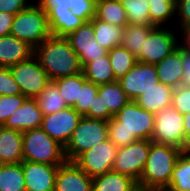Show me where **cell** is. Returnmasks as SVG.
<instances>
[{"label": "cell", "instance_id": "cell-15", "mask_svg": "<svg viewBox=\"0 0 190 191\" xmlns=\"http://www.w3.org/2000/svg\"><path fill=\"white\" fill-rule=\"evenodd\" d=\"M26 191H54L60 165L22 161Z\"/></svg>", "mask_w": 190, "mask_h": 191}, {"label": "cell", "instance_id": "cell-37", "mask_svg": "<svg viewBox=\"0 0 190 191\" xmlns=\"http://www.w3.org/2000/svg\"><path fill=\"white\" fill-rule=\"evenodd\" d=\"M27 99L23 94L0 96V126H3L10 115Z\"/></svg>", "mask_w": 190, "mask_h": 191}, {"label": "cell", "instance_id": "cell-41", "mask_svg": "<svg viewBox=\"0 0 190 191\" xmlns=\"http://www.w3.org/2000/svg\"><path fill=\"white\" fill-rule=\"evenodd\" d=\"M176 14L179 16V33L190 28V0H175V15Z\"/></svg>", "mask_w": 190, "mask_h": 191}, {"label": "cell", "instance_id": "cell-29", "mask_svg": "<svg viewBox=\"0 0 190 191\" xmlns=\"http://www.w3.org/2000/svg\"><path fill=\"white\" fill-rule=\"evenodd\" d=\"M86 80L83 72L75 75L61 77L53 80L56 84L60 95L64 99L68 107H73L79 102V94L83 82Z\"/></svg>", "mask_w": 190, "mask_h": 191}, {"label": "cell", "instance_id": "cell-12", "mask_svg": "<svg viewBox=\"0 0 190 191\" xmlns=\"http://www.w3.org/2000/svg\"><path fill=\"white\" fill-rule=\"evenodd\" d=\"M117 81L131 101H135L139 96L160 83L155 64L139 61Z\"/></svg>", "mask_w": 190, "mask_h": 191}, {"label": "cell", "instance_id": "cell-51", "mask_svg": "<svg viewBox=\"0 0 190 191\" xmlns=\"http://www.w3.org/2000/svg\"><path fill=\"white\" fill-rule=\"evenodd\" d=\"M3 165H4V163L0 162V171H1V168H2Z\"/></svg>", "mask_w": 190, "mask_h": 191}, {"label": "cell", "instance_id": "cell-8", "mask_svg": "<svg viewBox=\"0 0 190 191\" xmlns=\"http://www.w3.org/2000/svg\"><path fill=\"white\" fill-rule=\"evenodd\" d=\"M10 71L20 87L21 94L27 98H36L51 82L34 55L30 59L10 67Z\"/></svg>", "mask_w": 190, "mask_h": 191}, {"label": "cell", "instance_id": "cell-42", "mask_svg": "<svg viewBox=\"0 0 190 191\" xmlns=\"http://www.w3.org/2000/svg\"><path fill=\"white\" fill-rule=\"evenodd\" d=\"M108 139L117 147H125L138 139L125 129H108Z\"/></svg>", "mask_w": 190, "mask_h": 191}, {"label": "cell", "instance_id": "cell-46", "mask_svg": "<svg viewBox=\"0 0 190 191\" xmlns=\"http://www.w3.org/2000/svg\"><path fill=\"white\" fill-rule=\"evenodd\" d=\"M182 67L184 71L182 85L190 88V52L182 46Z\"/></svg>", "mask_w": 190, "mask_h": 191}, {"label": "cell", "instance_id": "cell-19", "mask_svg": "<svg viewBox=\"0 0 190 191\" xmlns=\"http://www.w3.org/2000/svg\"><path fill=\"white\" fill-rule=\"evenodd\" d=\"M160 83L172 88L182 85L184 71L182 67V45L166 56L161 62L155 64Z\"/></svg>", "mask_w": 190, "mask_h": 191}, {"label": "cell", "instance_id": "cell-17", "mask_svg": "<svg viewBox=\"0 0 190 191\" xmlns=\"http://www.w3.org/2000/svg\"><path fill=\"white\" fill-rule=\"evenodd\" d=\"M43 119L42 111L39 109L35 98H27L7 119L3 127L20 132L39 128Z\"/></svg>", "mask_w": 190, "mask_h": 191}, {"label": "cell", "instance_id": "cell-10", "mask_svg": "<svg viewBox=\"0 0 190 191\" xmlns=\"http://www.w3.org/2000/svg\"><path fill=\"white\" fill-rule=\"evenodd\" d=\"M174 33L169 28L155 26L144 41L143 51H140V54L136 57L137 61L146 64L161 62L181 43H178L177 35Z\"/></svg>", "mask_w": 190, "mask_h": 191}, {"label": "cell", "instance_id": "cell-16", "mask_svg": "<svg viewBox=\"0 0 190 191\" xmlns=\"http://www.w3.org/2000/svg\"><path fill=\"white\" fill-rule=\"evenodd\" d=\"M54 191H92V178L75 162L59 166Z\"/></svg>", "mask_w": 190, "mask_h": 191}, {"label": "cell", "instance_id": "cell-25", "mask_svg": "<svg viewBox=\"0 0 190 191\" xmlns=\"http://www.w3.org/2000/svg\"><path fill=\"white\" fill-rule=\"evenodd\" d=\"M98 94L103 98L104 110L113 116L130 101L118 81L99 85Z\"/></svg>", "mask_w": 190, "mask_h": 191}, {"label": "cell", "instance_id": "cell-47", "mask_svg": "<svg viewBox=\"0 0 190 191\" xmlns=\"http://www.w3.org/2000/svg\"><path fill=\"white\" fill-rule=\"evenodd\" d=\"M14 16L6 12H0V37L10 34Z\"/></svg>", "mask_w": 190, "mask_h": 191}, {"label": "cell", "instance_id": "cell-20", "mask_svg": "<svg viewBox=\"0 0 190 191\" xmlns=\"http://www.w3.org/2000/svg\"><path fill=\"white\" fill-rule=\"evenodd\" d=\"M22 132L0 126V162L4 164L23 161Z\"/></svg>", "mask_w": 190, "mask_h": 191}, {"label": "cell", "instance_id": "cell-7", "mask_svg": "<svg viewBox=\"0 0 190 191\" xmlns=\"http://www.w3.org/2000/svg\"><path fill=\"white\" fill-rule=\"evenodd\" d=\"M154 143L169 145L186 151L183 114L172 106L155 114L154 132L151 139Z\"/></svg>", "mask_w": 190, "mask_h": 191}, {"label": "cell", "instance_id": "cell-48", "mask_svg": "<svg viewBox=\"0 0 190 191\" xmlns=\"http://www.w3.org/2000/svg\"><path fill=\"white\" fill-rule=\"evenodd\" d=\"M186 151L190 150V112L183 115Z\"/></svg>", "mask_w": 190, "mask_h": 191}, {"label": "cell", "instance_id": "cell-27", "mask_svg": "<svg viewBox=\"0 0 190 191\" xmlns=\"http://www.w3.org/2000/svg\"><path fill=\"white\" fill-rule=\"evenodd\" d=\"M82 72L86 80L96 85L117 81L113 74V68L108 54L102 58H98L95 61L87 63L82 68Z\"/></svg>", "mask_w": 190, "mask_h": 191}, {"label": "cell", "instance_id": "cell-21", "mask_svg": "<svg viewBox=\"0 0 190 191\" xmlns=\"http://www.w3.org/2000/svg\"><path fill=\"white\" fill-rule=\"evenodd\" d=\"M173 91L174 88L159 83L139 96L135 102L144 110L156 114L158 111L171 106Z\"/></svg>", "mask_w": 190, "mask_h": 191}, {"label": "cell", "instance_id": "cell-6", "mask_svg": "<svg viewBox=\"0 0 190 191\" xmlns=\"http://www.w3.org/2000/svg\"><path fill=\"white\" fill-rule=\"evenodd\" d=\"M155 114L144 110L135 101H129L108 121V129H125L138 140H151Z\"/></svg>", "mask_w": 190, "mask_h": 191}, {"label": "cell", "instance_id": "cell-38", "mask_svg": "<svg viewBox=\"0 0 190 191\" xmlns=\"http://www.w3.org/2000/svg\"><path fill=\"white\" fill-rule=\"evenodd\" d=\"M71 12L85 23L96 15V0H71Z\"/></svg>", "mask_w": 190, "mask_h": 191}, {"label": "cell", "instance_id": "cell-28", "mask_svg": "<svg viewBox=\"0 0 190 191\" xmlns=\"http://www.w3.org/2000/svg\"><path fill=\"white\" fill-rule=\"evenodd\" d=\"M154 27L127 24L122 29L121 46L133 53L136 57L143 51V44L146 41L150 31Z\"/></svg>", "mask_w": 190, "mask_h": 191}, {"label": "cell", "instance_id": "cell-14", "mask_svg": "<svg viewBox=\"0 0 190 191\" xmlns=\"http://www.w3.org/2000/svg\"><path fill=\"white\" fill-rule=\"evenodd\" d=\"M71 44L72 49L77 53L81 67L87 63L102 58L108 51L102 48L94 39L93 19L84 23L77 30L65 37Z\"/></svg>", "mask_w": 190, "mask_h": 191}, {"label": "cell", "instance_id": "cell-34", "mask_svg": "<svg viewBox=\"0 0 190 191\" xmlns=\"http://www.w3.org/2000/svg\"><path fill=\"white\" fill-rule=\"evenodd\" d=\"M169 186L179 191H190V150L178 157Z\"/></svg>", "mask_w": 190, "mask_h": 191}, {"label": "cell", "instance_id": "cell-30", "mask_svg": "<svg viewBox=\"0 0 190 191\" xmlns=\"http://www.w3.org/2000/svg\"><path fill=\"white\" fill-rule=\"evenodd\" d=\"M35 99L43 116L53 114L68 107L53 81Z\"/></svg>", "mask_w": 190, "mask_h": 191}, {"label": "cell", "instance_id": "cell-32", "mask_svg": "<svg viewBox=\"0 0 190 191\" xmlns=\"http://www.w3.org/2000/svg\"><path fill=\"white\" fill-rule=\"evenodd\" d=\"M0 191H26L21 163H10L2 166Z\"/></svg>", "mask_w": 190, "mask_h": 191}, {"label": "cell", "instance_id": "cell-40", "mask_svg": "<svg viewBox=\"0 0 190 191\" xmlns=\"http://www.w3.org/2000/svg\"><path fill=\"white\" fill-rule=\"evenodd\" d=\"M171 106L180 112L186 114L190 112V88L183 85L175 88L172 94Z\"/></svg>", "mask_w": 190, "mask_h": 191}, {"label": "cell", "instance_id": "cell-4", "mask_svg": "<svg viewBox=\"0 0 190 191\" xmlns=\"http://www.w3.org/2000/svg\"><path fill=\"white\" fill-rule=\"evenodd\" d=\"M10 34L35 49L51 36L47 14L37 3L32 2L14 16Z\"/></svg>", "mask_w": 190, "mask_h": 191}, {"label": "cell", "instance_id": "cell-23", "mask_svg": "<svg viewBox=\"0 0 190 191\" xmlns=\"http://www.w3.org/2000/svg\"><path fill=\"white\" fill-rule=\"evenodd\" d=\"M47 19L51 36L56 37H66L85 23L70 9L63 12H48Z\"/></svg>", "mask_w": 190, "mask_h": 191}, {"label": "cell", "instance_id": "cell-35", "mask_svg": "<svg viewBox=\"0 0 190 191\" xmlns=\"http://www.w3.org/2000/svg\"><path fill=\"white\" fill-rule=\"evenodd\" d=\"M149 18L155 26H164L175 16V0H148Z\"/></svg>", "mask_w": 190, "mask_h": 191}, {"label": "cell", "instance_id": "cell-1", "mask_svg": "<svg viewBox=\"0 0 190 191\" xmlns=\"http://www.w3.org/2000/svg\"><path fill=\"white\" fill-rule=\"evenodd\" d=\"M34 56L51 81L82 73L79 57L65 37L50 36L34 49Z\"/></svg>", "mask_w": 190, "mask_h": 191}, {"label": "cell", "instance_id": "cell-31", "mask_svg": "<svg viewBox=\"0 0 190 191\" xmlns=\"http://www.w3.org/2000/svg\"><path fill=\"white\" fill-rule=\"evenodd\" d=\"M125 9L128 24L155 27L149 18L148 0H119Z\"/></svg>", "mask_w": 190, "mask_h": 191}, {"label": "cell", "instance_id": "cell-44", "mask_svg": "<svg viewBox=\"0 0 190 191\" xmlns=\"http://www.w3.org/2000/svg\"><path fill=\"white\" fill-rule=\"evenodd\" d=\"M41 9L48 12H63L71 10V0H38L35 1Z\"/></svg>", "mask_w": 190, "mask_h": 191}, {"label": "cell", "instance_id": "cell-9", "mask_svg": "<svg viewBox=\"0 0 190 191\" xmlns=\"http://www.w3.org/2000/svg\"><path fill=\"white\" fill-rule=\"evenodd\" d=\"M152 140H137L118 148L112 171L126 175L136 182L143 172Z\"/></svg>", "mask_w": 190, "mask_h": 191}, {"label": "cell", "instance_id": "cell-26", "mask_svg": "<svg viewBox=\"0 0 190 191\" xmlns=\"http://www.w3.org/2000/svg\"><path fill=\"white\" fill-rule=\"evenodd\" d=\"M95 17L115 26L125 27L128 24L125 9L119 0H96Z\"/></svg>", "mask_w": 190, "mask_h": 191}, {"label": "cell", "instance_id": "cell-43", "mask_svg": "<svg viewBox=\"0 0 190 191\" xmlns=\"http://www.w3.org/2000/svg\"><path fill=\"white\" fill-rule=\"evenodd\" d=\"M103 98L97 94L94 98L93 108L89 109V112L85 115V117L92 119H99L104 121H109L112 117H114L109 110H104V102Z\"/></svg>", "mask_w": 190, "mask_h": 191}, {"label": "cell", "instance_id": "cell-3", "mask_svg": "<svg viewBox=\"0 0 190 191\" xmlns=\"http://www.w3.org/2000/svg\"><path fill=\"white\" fill-rule=\"evenodd\" d=\"M23 160L49 165H62L67 159L64 146L40 127L22 132Z\"/></svg>", "mask_w": 190, "mask_h": 191}, {"label": "cell", "instance_id": "cell-49", "mask_svg": "<svg viewBox=\"0 0 190 191\" xmlns=\"http://www.w3.org/2000/svg\"><path fill=\"white\" fill-rule=\"evenodd\" d=\"M182 35V43H180L186 50L190 52V28L181 32Z\"/></svg>", "mask_w": 190, "mask_h": 191}, {"label": "cell", "instance_id": "cell-33", "mask_svg": "<svg viewBox=\"0 0 190 191\" xmlns=\"http://www.w3.org/2000/svg\"><path fill=\"white\" fill-rule=\"evenodd\" d=\"M107 54L116 80L126 75L137 63L136 56L123 46L114 47Z\"/></svg>", "mask_w": 190, "mask_h": 191}, {"label": "cell", "instance_id": "cell-50", "mask_svg": "<svg viewBox=\"0 0 190 191\" xmlns=\"http://www.w3.org/2000/svg\"><path fill=\"white\" fill-rule=\"evenodd\" d=\"M142 191H179V190H176L169 185H165V186H158V187H153L150 189H145Z\"/></svg>", "mask_w": 190, "mask_h": 191}, {"label": "cell", "instance_id": "cell-45", "mask_svg": "<svg viewBox=\"0 0 190 191\" xmlns=\"http://www.w3.org/2000/svg\"><path fill=\"white\" fill-rule=\"evenodd\" d=\"M33 2L28 0H0V12L16 15Z\"/></svg>", "mask_w": 190, "mask_h": 191}, {"label": "cell", "instance_id": "cell-22", "mask_svg": "<svg viewBox=\"0 0 190 191\" xmlns=\"http://www.w3.org/2000/svg\"><path fill=\"white\" fill-rule=\"evenodd\" d=\"M138 189L134 179L114 171L92 178V191H137Z\"/></svg>", "mask_w": 190, "mask_h": 191}, {"label": "cell", "instance_id": "cell-36", "mask_svg": "<svg viewBox=\"0 0 190 191\" xmlns=\"http://www.w3.org/2000/svg\"><path fill=\"white\" fill-rule=\"evenodd\" d=\"M98 89L99 85L88 80L83 82L79 94V102H76L73 106L81 116H85L89 112V109L93 108L94 98L98 94Z\"/></svg>", "mask_w": 190, "mask_h": 191}, {"label": "cell", "instance_id": "cell-11", "mask_svg": "<svg viewBox=\"0 0 190 191\" xmlns=\"http://www.w3.org/2000/svg\"><path fill=\"white\" fill-rule=\"evenodd\" d=\"M118 148L109 140L82 153L74 162L91 178L112 171Z\"/></svg>", "mask_w": 190, "mask_h": 191}, {"label": "cell", "instance_id": "cell-39", "mask_svg": "<svg viewBox=\"0 0 190 191\" xmlns=\"http://www.w3.org/2000/svg\"><path fill=\"white\" fill-rule=\"evenodd\" d=\"M21 94V90L13 78L10 68L0 66V96Z\"/></svg>", "mask_w": 190, "mask_h": 191}, {"label": "cell", "instance_id": "cell-13", "mask_svg": "<svg viewBox=\"0 0 190 191\" xmlns=\"http://www.w3.org/2000/svg\"><path fill=\"white\" fill-rule=\"evenodd\" d=\"M81 117L73 107H67L53 114L44 115L40 128L65 147Z\"/></svg>", "mask_w": 190, "mask_h": 191}, {"label": "cell", "instance_id": "cell-2", "mask_svg": "<svg viewBox=\"0 0 190 191\" xmlns=\"http://www.w3.org/2000/svg\"><path fill=\"white\" fill-rule=\"evenodd\" d=\"M182 152L178 148L152 142L143 172L137 182L139 189L142 191L169 185L173 169Z\"/></svg>", "mask_w": 190, "mask_h": 191}, {"label": "cell", "instance_id": "cell-24", "mask_svg": "<svg viewBox=\"0 0 190 191\" xmlns=\"http://www.w3.org/2000/svg\"><path fill=\"white\" fill-rule=\"evenodd\" d=\"M93 29L94 39L102 48L109 51L114 47L121 46L123 27L109 24L94 17Z\"/></svg>", "mask_w": 190, "mask_h": 191}, {"label": "cell", "instance_id": "cell-5", "mask_svg": "<svg viewBox=\"0 0 190 191\" xmlns=\"http://www.w3.org/2000/svg\"><path fill=\"white\" fill-rule=\"evenodd\" d=\"M108 122L82 116L64 147L67 161L74 162L82 153L108 139Z\"/></svg>", "mask_w": 190, "mask_h": 191}, {"label": "cell", "instance_id": "cell-18", "mask_svg": "<svg viewBox=\"0 0 190 191\" xmlns=\"http://www.w3.org/2000/svg\"><path fill=\"white\" fill-rule=\"evenodd\" d=\"M34 55V48L9 34L0 37V66L12 67Z\"/></svg>", "mask_w": 190, "mask_h": 191}]
</instances>
